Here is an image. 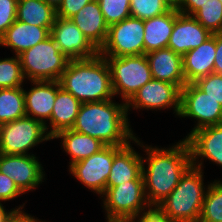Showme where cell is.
<instances>
[{
	"mask_svg": "<svg viewBox=\"0 0 222 222\" xmlns=\"http://www.w3.org/2000/svg\"><path fill=\"white\" fill-rule=\"evenodd\" d=\"M132 143L145 148L147 157H142V177L147 201L155 208L174 190L192 165L190 147L184 138L170 148L144 146L138 137Z\"/></svg>",
	"mask_w": 222,
	"mask_h": 222,
	"instance_id": "6da1fadb",
	"label": "cell"
},
{
	"mask_svg": "<svg viewBox=\"0 0 222 222\" xmlns=\"http://www.w3.org/2000/svg\"><path fill=\"white\" fill-rule=\"evenodd\" d=\"M113 101L82 103L72 130L95 137L105 145H128L136 136L128 122L126 103Z\"/></svg>",
	"mask_w": 222,
	"mask_h": 222,
	"instance_id": "7a4b0ae2",
	"label": "cell"
},
{
	"mask_svg": "<svg viewBox=\"0 0 222 222\" xmlns=\"http://www.w3.org/2000/svg\"><path fill=\"white\" fill-rule=\"evenodd\" d=\"M59 82L81 103L107 101L115 97L108 63L100 54L89 59L70 60Z\"/></svg>",
	"mask_w": 222,
	"mask_h": 222,
	"instance_id": "3957f363",
	"label": "cell"
},
{
	"mask_svg": "<svg viewBox=\"0 0 222 222\" xmlns=\"http://www.w3.org/2000/svg\"><path fill=\"white\" fill-rule=\"evenodd\" d=\"M202 171L191 165L174 190L155 208L175 222H198L209 187L204 185Z\"/></svg>",
	"mask_w": 222,
	"mask_h": 222,
	"instance_id": "277c9868",
	"label": "cell"
},
{
	"mask_svg": "<svg viewBox=\"0 0 222 222\" xmlns=\"http://www.w3.org/2000/svg\"><path fill=\"white\" fill-rule=\"evenodd\" d=\"M102 197L107 222H131L152 209L145 195L143 180L106 187Z\"/></svg>",
	"mask_w": 222,
	"mask_h": 222,
	"instance_id": "5b68a950",
	"label": "cell"
},
{
	"mask_svg": "<svg viewBox=\"0 0 222 222\" xmlns=\"http://www.w3.org/2000/svg\"><path fill=\"white\" fill-rule=\"evenodd\" d=\"M25 79L59 81L70 61L50 35L19 55Z\"/></svg>",
	"mask_w": 222,
	"mask_h": 222,
	"instance_id": "8992f818",
	"label": "cell"
},
{
	"mask_svg": "<svg viewBox=\"0 0 222 222\" xmlns=\"http://www.w3.org/2000/svg\"><path fill=\"white\" fill-rule=\"evenodd\" d=\"M108 63L114 95L127 103L132 96L152 79L146 55L104 57Z\"/></svg>",
	"mask_w": 222,
	"mask_h": 222,
	"instance_id": "52a82bcc",
	"label": "cell"
},
{
	"mask_svg": "<svg viewBox=\"0 0 222 222\" xmlns=\"http://www.w3.org/2000/svg\"><path fill=\"white\" fill-rule=\"evenodd\" d=\"M45 125L29 116L0 125V153L29 155L28 151L51 140Z\"/></svg>",
	"mask_w": 222,
	"mask_h": 222,
	"instance_id": "ba28073f",
	"label": "cell"
},
{
	"mask_svg": "<svg viewBox=\"0 0 222 222\" xmlns=\"http://www.w3.org/2000/svg\"><path fill=\"white\" fill-rule=\"evenodd\" d=\"M144 20L128 17L109 26L105 44L99 50L103 57L144 55Z\"/></svg>",
	"mask_w": 222,
	"mask_h": 222,
	"instance_id": "9c48e42d",
	"label": "cell"
},
{
	"mask_svg": "<svg viewBox=\"0 0 222 222\" xmlns=\"http://www.w3.org/2000/svg\"><path fill=\"white\" fill-rule=\"evenodd\" d=\"M178 117H190L197 123L185 140L199 129L222 124V105L203 92L195 83L185 84L181 89Z\"/></svg>",
	"mask_w": 222,
	"mask_h": 222,
	"instance_id": "30bf717a",
	"label": "cell"
},
{
	"mask_svg": "<svg viewBox=\"0 0 222 222\" xmlns=\"http://www.w3.org/2000/svg\"><path fill=\"white\" fill-rule=\"evenodd\" d=\"M123 147L106 145L99 152L71 165L69 172L86 188L101 196L107 187L114 156Z\"/></svg>",
	"mask_w": 222,
	"mask_h": 222,
	"instance_id": "8fae6325",
	"label": "cell"
},
{
	"mask_svg": "<svg viewBox=\"0 0 222 222\" xmlns=\"http://www.w3.org/2000/svg\"><path fill=\"white\" fill-rule=\"evenodd\" d=\"M180 99L181 89L177 85L151 79L126 103L127 114L132 108L152 111L172 108L179 116Z\"/></svg>",
	"mask_w": 222,
	"mask_h": 222,
	"instance_id": "7c38bea8",
	"label": "cell"
},
{
	"mask_svg": "<svg viewBox=\"0 0 222 222\" xmlns=\"http://www.w3.org/2000/svg\"><path fill=\"white\" fill-rule=\"evenodd\" d=\"M34 154L0 153V172L10 177L19 190L26 192L36 189L45 179V171Z\"/></svg>",
	"mask_w": 222,
	"mask_h": 222,
	"instance_id": "4fadbf2b",
	"label": "cell"
},
{
	"mask_svg": "<svg viewBox=\"0 0 222 222\" xmlns=\"http://www.w3.org/2000/svg\"><path fill=\"white\" fill-rule=\"evenodd\" d=\"M50 33L60 51L70 60L89 59L99 54L71 19L56 17Z\"/></svg>",
	"mask_w": 222,
	"mask_h": 222,
	"instance_id": "5bb4252c",
	"label": "cell"
},
{
	"mask_svg": "<svg viewBox=\"0 0 222 222\" xmlns=\"http://www.w3.org/2000/svg\"><path fill=\"white\" fill-rule=\"evenodd\" d=\"M186 141L190 147L192 166L202 169L203 160L208 159L222 167V124L194 131Z\"/></svg>",
	"mask_w": 222,
	"mask_h": 222,
	"instance_id": "9a60e30c",
	"label": "cell"
},
{
	"mask_svg": "<svg viewBox=\"0 0 222 222\" xmlns=\"http://www.w3.org/2000/svg\"><path fill=\"white\" fill-rule=\"evenodd\" d=\"M32 88L26 91L25 96L26 116L41 121L48 133V122L51 118L57 91L61 88L59 81H30Z\"/></svg>",
	"mask_w": 222,
	"mask_h": 222,
	"instance_id": "2e32d148",
	"label": "cell"
},
{
	"mask_svg": "<svg viewBox=\"0 0 222 222\" xmlns=\"http://www.w3.org/2000/svg\"><path fill=\"white\" fill-rule=\"evenodd\" d=\"M212 34L193 16L179 14L174 22L167 47L184 56L188 51L197 48Z\"/></svg>",
	"mask_w": 222,
	"mask_h": 222,
	"instance_id": "e0dca14e",
	"label": "cell"
},
{
	"mask_svg": "<svg viewBox=\"0 0 222 222\" xmlns=\"http://www.w3.org/2000/svg\"><path fill=\"white\" fill-rule=\"evenodd\" d=\"M150 65L152 79L177 85L186 84L183 73V56L170 48H162L145 54Z\"/></svg>",
	"mask_w": 222,
	"mask_h": 222,
	"instance_id": "ac0fdd59",
	"label": "cell"
},
{
	"mask_svg": "<svg viewBox=\"0 0 222 222\" xmlns=\"http://www.w3.org/2000/svg\"><path fill=\"white\" fill-rule=\"evenodd\" d=\"M216 53V34L183 56V73L186 84L213 73Z\"/></svg>",
	"mask_w": 222,
	"mask_h": 222,
	"instance_id": "d6986e66",
	"label": "cell"
},
{
	"mask_svg": "<svg viewBox=\"0 0 222 222\" xmlns=\"http://www.w3.org/2000/svg\"><path fill=\"white\" fill-rule=\"evenodd\" d=\"M52 27H40L16 20L0 38V46L10 47L19 56L24 51L47 39Z\"/></svg>",
	"mask_w": 222,
	"mask_h": 222,
	"instance_id": "ffe728a7",
	"label": "cell"
},
{
	"mask_svg": "<svg viewBox=\"0 0 222 222\" xmlns=\"http://www.w3.org/2000/svg\"><path fill=\"white\" fill-rule=\"evenodd\" d=\"M70 19L88 40L100 50L106 42L109 26L104 20L98 1L93 0L86 4Z\"/></svg>",
	"mask_w": 222,
	"mask_h": 222,
	"instance_id": "44dd1931",
	"label": "cell"
},
{
	"mask_svg": "<svg viewBox=\"0 0 222 222\" xmlns=\"http://www.w3.org/2000/svg\"><path fill=\"white\" fill-rule=\"evenodd\" d=\"M133 148L130 142L114 156L107 179V187L117 186L133 180H143L142 155L138 154Z\"/></svg>",
	"mask_w": 222,
	"mask_h": 222,
	"instance_id": "7402d4cb",
	"label": "cell"
},
{
	"mask_svg": "<svg viewBox=\"0 0 222 222\" xmlns=\"http://www.w3.org/2000/svg\"><path fill=\"white\" fill-rule=\"evenodd\" d=\"M179 14L176 8H171L167 13L144 20V54L167 48Z\"/></svg>",
	"mask_w": 222,
	"mask_h": 222,
	"instance_id": "603a6c76",
	"label": "cell"
},
{
	"mask_svg": "<svg viewBox=\"0 0 222 222\" xmlns=\"http://www.w3.org/2000/svg\"><path fill=\"white\" fill-rule=\"evenodd\" d=\"M61 138V147L66 154L70 155L71 161L69 167L74 163L88 158L89 156L99 152L106 145L99 139L89 135L67 129L58 132L53 139Z\"/></svg>",
	"mask_w": 222,
	"mask_h": 222,
	"instance_id": "cb8c5ba5",
	"label": "cell"
},
{
	"mask_svg": "<svg viewBox=\"0 0 222 222\" xmlns=\"http://www.w3.org/2000/svg\"><path fill=\"white\" fill-rule=\"evenodd\" d=\"M81 102L62 87L57 91L55 103L49 120L48 135L52 138L58 132L72 129L79 113Z\"/></svg>",
	"mask_w": 222,
	"mask_h": 222,
	"instance_id": "d4e9b609",
	"label": "cell"
},
{
	"mask_svg": "<svg viewBox=\"0 0 222 222\" xmlns=\"http://www.w3.org/2000/svg\"><path fill=\"white\" fill-rule=\"evenodd\" d=\"M56 17V9L44 0H18V21L40 27H52Z\"/></svg>",
	"mask_w": 222,
	"mask_h": 222,
	"instance_id": "484cf974",
	"label": "cell"
},
{
	"mask_svg": "<svg viewBox=\"0 0 222 222\" xmlns=\"http://www.w3.org/2000/svg\"><path fill=\"white\" fill-rule=\"evenodd\" d=\"M26 116L23 87L0 89V125Z\"/></svg>",
	"mask_w": 222,
	"mask_h": 222,
	"instance_id": "4316f807",
	"label": "cell"
},
{
	"mask_svg": "<svg viewBox=\"0 0 222 222\" xmlns=\"http://www.w3.org/2000/svg\"><path fill=\"white\" fill-rule=\"evenodd\" d=\"M198 222H222V181L209 184Z\"/></svg>",
	"mask_w": 222,
	"mask_h": 222,
	"instance_id": "83f0119b",
	"label": "cell"
},
{
	"mask_svg": "<svg viewBox=\"0 0 222 222\" xmlns=\"http://www.w3.org/2000/svg\"><path fill=\"white\" fill-rule=\"evenodd\" d=\"M211 34L222 33V3L208 0L192 15Z\"/></svg>",
	"mask_w": 222,
	"mask_h": 222,
	"instance_id": "f1b7e54d",
	"label": "cell"
},
{
	"mask_svg": "<svg viewBox=\"0 0 222 222\" xmlns=\"http://www.w3.org/2000/svg\"><path fill=\"white\" fill-rule=\"evenodd\" d=\"M24 82L19 56L0 59V89L23 87Z\"/></svg>",
	"mask_w": 222,
	"mask_h": 222,
	"instance_id": "f546056e",
	"label": "cell"
},
{
	"mask_svg": "<svg viewBox=\"0 0 222 222\" xmlns=\"http://www.w3.org/2000/svg\"><path fill=\"white\" fill-rule=\"evenodd\" d=\"M171 8L165 0H130L131 16L141 20L162 15Z\"/></svg>",
	"mask_w": 222,
	"mask_h": 222,
	"instance_id": "4dcf8cb0",
	"label": "cell"
},
{
	"mask_svg": "<svg viewBox=\"0 0 222 222\" xmlns=\"http://www.w3.org/2000/svg\"><path fill=\"white\" fill-rule=\"evenodd\" d=\"M108 26L119 23L131 16L130 0H97Z\"/></svg>",
	"mask_w": 222,
	"mask_h": 222,
	"instance_id": "1f68e13d",
	"label": "cell"
},
{
	"mask_svg": "<svg viewBox=\"0 0 222 222\" xmlns=\"http://www.w3.org/2000/svg\"><path fill=\"white\" fill-rule=\"evenodd\" d=\"M194 83L209 97L222 105V74L211 73Z\"/></svg>",
	"mask_w": 222,
	"mask_h": 222,
	"instance_id": "d6a6232c",
	"label": "cell"
},
{
	"mask_svg": "<svg viewBox=\"0 0 222 222\" xmlns=\"http://www.w3.org/2000/svg\"><path fill=\"white\" fill-rule=\"evenodd\" d=\"M18 0H0V38L16 21Z\"/></svg>",
	"mask_w": 222,
	"mask_h": 222,
	"instance_id": "836d02e7",
	"label": "cell"
},
{
	"mask_svg": "<svg viewBox=\"0 0 222 222\" xmlns=\"http://www.w3.org/2000/svg\"><path fill=\"white\" fill-rule=\"evenodd\" d=\"M21 194L23 195L14 181L0 172V203L3 201L14 200Z\"/></svg>",
	"mask_w": 222,
	"mask_h": 222,
	"instance_id": "e575fe53",
	"label": "cell"
},
{
	"mask_svg": "<svg viewBox=\"0 0 222 222\" xmlns=\"http://www.w3.org/2000/svg\"><path fill=\"white\" fill-rule=\"evenodd\" d=\"M93 0H62V3L56 9L57 17L70 19L76 15L86 4Z\"/></svg>",
	"mask_w": 222,
	"mask_h": 222,
	"instance_id": "d590c367",
	"label": "cell"
},
{
	"mask_svg": "<svg viewBox=\"0 0 222 222\" xmlns=\"http://www.w3.org/2000/svg\"><path fill=\"white\" fill-rule=\"evenodd\" d=\"M208 0H181L177 6V10L181 14L192 16L201 5L205 4Z\"/></svg>",
	"mask_w": 222,
	"mask_h": 222,
	"instance_id": "8d00e7d4",
	"label": "cell"
},
{
	"mask_svg": "<svg viewBox=\"0 0 222 222\" xmlns=\"http://www.w3.org/2000/svg\"><path fill=\"white\" fill-rule=\"evenodd\" d=\"M131 222H175L162 215L156 208L141 214Z\"/></svg>",
	"mask_w": 222,
	"mask_h": 222,
	"instance_id": "74e56055",
	"label": "cell"
},
{
	"mask_svg": "<svg viewBox=\"0 0 222 222\" xmlns=\"http://www.w3.org/2000/svg\"><path fill=\"white\" fill-rule=\"evenodd\" d=\"M213 73L222 74V33L216 34V53Z\"/></svg>",
	"mask_w": 222,
	"mask_h": 222,
	"instance_id": "f35d334b",
	"label": "cell"
},
{
	"mask_svg": "<svg viewBox=\"0 0 222 222\" xmlns=\"http://www.w3.org/2000/svg\"><path fill=\"white\" fill-rule=\"evenodd\" d=\"M8 222H41L37 217L25 213V211H16Z\"/></svg>",
	"mask_w": 222,
	"mask_h": 222,
	"instance_id": "ab89813d",
	"label": "cell"
},
{
	"mask_svg": "<svg viewBox=\"0 0 222 222\" xmlns=\"http://www.w3.org/2000/svg\"><path fill=\"white\" fill-rule=\"evenodd\" d=\"M24 205L25 203L19 206L18 208H13L10 211H7L3 204L0 203V222H8V220L13 216L16 211H23Z\"/></svg>",
	"mask_w": 222,
	"mask_h": 222,
	"instance_id": "60d3db41",
	"label": "cell"
},
{
	"mask_svg": "<svg viewBox=\"0 0 222 222\" xmlns=\"http://www.w3.org/2000/svg\"><path fill=\"white\" fill-rule=\"evenodd\" d=\"M47 4L53 6L55 9L59 7L62 3V0H44Z\"/></svg>",
	"mask_w": 222,
	"mask_h": 222,
	"instance_id": "b9f144b4",
	"label": "cell"
},
{
	"mask_svg": "<svg viewBox=\"0 0 222 222\" xmlns=\"http://www.w3.org/2000/svg\"><path fill=\"white\" fill-rule=\"evenodd\" d=\"M172 8H177L181 0H165Z\"/></svg>",
	"mask_w": 222,
	"mask_h": 222,
	"instance_id": "7bdbcfd3",
	"label": "cell"
}]
</instances>
